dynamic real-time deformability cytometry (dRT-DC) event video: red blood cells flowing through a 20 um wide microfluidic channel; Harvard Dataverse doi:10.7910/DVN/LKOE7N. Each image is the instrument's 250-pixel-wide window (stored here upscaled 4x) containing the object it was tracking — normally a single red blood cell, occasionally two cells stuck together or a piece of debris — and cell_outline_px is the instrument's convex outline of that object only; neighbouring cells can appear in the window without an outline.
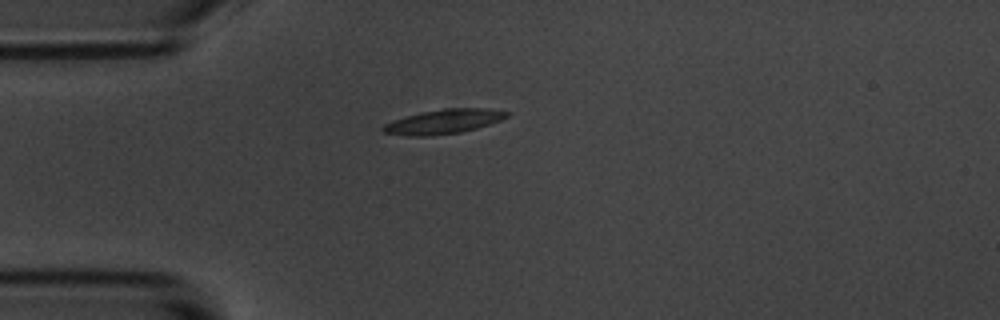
{"species": "common noctule bat (a hibernating species)", "species_latin": "Nyctalus noctula", "temperature_condition": "room temperature", "stored_images_in_passage": 2, "camera_frame_rate_fps": 3000, "um_per_image_px": 0.085, "animal": {"sex": "male", "body_mass_g": 20.1, "forearm_length_mm": 53.5}, "frame": {"image": 1, "passage_image": 1, "time_ms": 0.0, "image_size_px": [1000, 320], "cell_outline_px": [[508, 116], [500, 120], [476, 128], [460, 132], [432, 136], [408, 136], [384, 132], [380, 128], [384, 124], [392, 120], [404, 116], [420, 112], [444, 108], [488, 108], [508, 112]], "centroid_in_image_um": [37.65, 10.33], "position_along_channel_um": 47.3, "area_um2": 17.63}}